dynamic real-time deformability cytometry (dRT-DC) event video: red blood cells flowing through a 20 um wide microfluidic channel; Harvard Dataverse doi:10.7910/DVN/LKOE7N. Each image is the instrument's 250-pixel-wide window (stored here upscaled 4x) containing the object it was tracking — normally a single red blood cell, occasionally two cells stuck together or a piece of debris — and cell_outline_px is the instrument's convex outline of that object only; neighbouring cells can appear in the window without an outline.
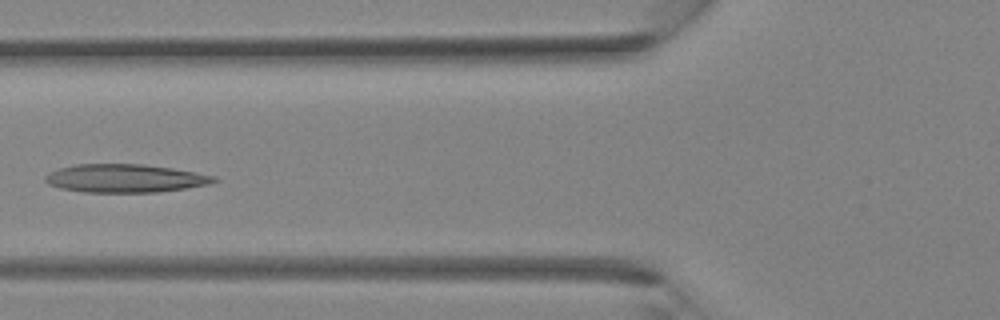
{"species": "Egyptian fruit bat (a non-hibernating species)", "species_latin": "Rousettus aegyptiacus", "temperature_condition": "room temperature", "stored_images_in_passage": 30, "camera_frame_rate_fps": 3000, "um_per_image_px": 0.085, "animal": {"sex": "female"}, "frame": {"image": 1, "passage_image": 8, "time_ms": 2.333, "image_size_px": [1000, 320], "cell_outline_px": [[220, 180], [208, 184], [184, 188], [156, 192], [84, 192], [60, 188], [48, 184], [44, 180], [44, 176], [60, 168], [76, 164], [144, 164], [172, 168], [196, 172], [216, 176]], "centroid_in_image_um": [10.64, 15.15], "position_along_channel_um": 115.2, "area_um2": 27.69}}
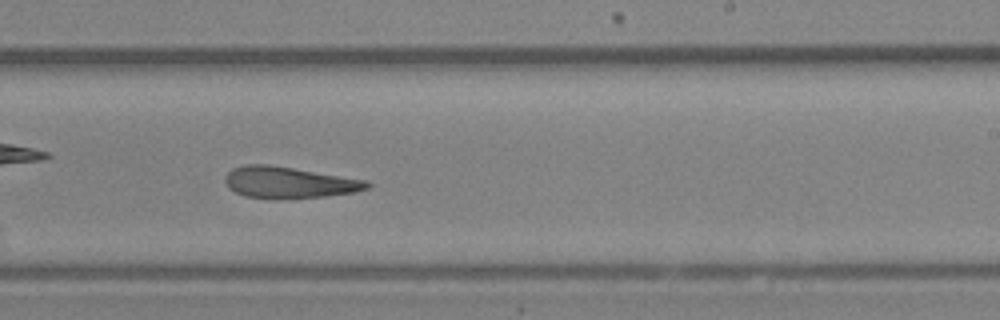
{"frame": {"image": 2, "passage_image": 16, "time_ms": 5.0, "image_size_px": [1000, 320], "cell_outline_px": [[372, 184], [368, 188], [356, 192], [328, 196], [280, 200], [244, 196], [228, 188], [224, 180], [224, 176], [232, 168], [244, 164], [268, 164], [368, 180]], "centroid_in_image_um": [24.55, 15.52], "position_along_channel_um": 264.4, "area_um2": 26.47}}
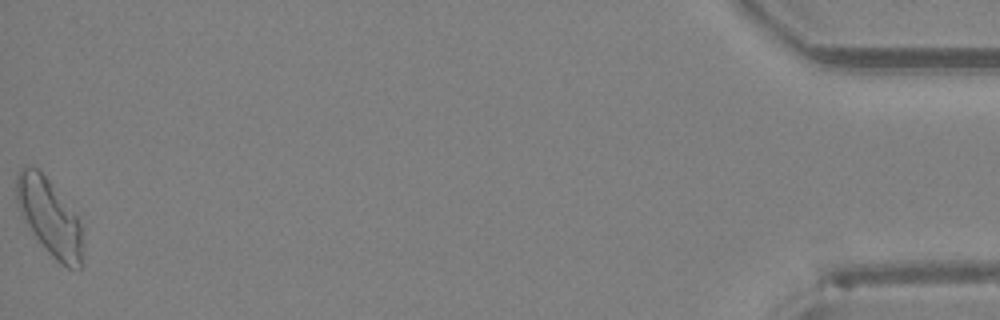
{"frame": {"image": 3, "passage_image": 30, "time_ms": 9.667, "image_size_px": [1000, 320], "cell_outline_px": [[84, 248], [80, 268], [68, 268], [60, 264], [48, 252], [36, 236], [28, 224], [16, 200], [16, 176], [20, 168], [24, 164], [36, 168], [48, 180], [76, 216], [80, 224]], "centroid_in_image_um": [4.22, 18.47], "position_along_channel_um": 431.0, "area_um2": 28.78}}